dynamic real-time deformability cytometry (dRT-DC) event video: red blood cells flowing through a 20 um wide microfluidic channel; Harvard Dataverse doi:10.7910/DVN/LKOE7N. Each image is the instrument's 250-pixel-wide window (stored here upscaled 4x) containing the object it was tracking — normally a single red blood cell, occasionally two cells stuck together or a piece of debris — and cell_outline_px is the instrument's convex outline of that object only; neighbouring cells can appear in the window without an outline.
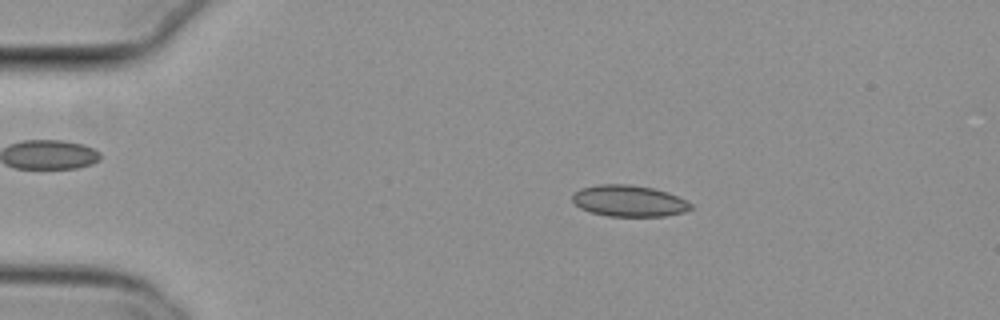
{"species": "common noctule bat (a hibernating species)", "species_latin": "Nyctalus noctula", "temperature_condition": "cold", "stored_images_in_passage": 49, "camera_frame_rate_fps": 3000, "um_per_image_px": 0.085, "animal": {"sex": "female", "body_mass_g": 29.2, "forearm_length_mm": 56.3}, "frame": {"image": 1, "passage_image": 10, "time_ms": 3.0, "image_size_px": [1000, 320], "cell_outline_px": [[692, 208], [684, 212], [664, 216], [608, 216], [592, 212], [580, 208], [572, 200], [572, 192], [580, 188], [600, 184], [628, 184], [652, 188], [668, 192], [692, 204]], "centroid_in_image_um": [53.43, 17.07], "position_along_channel_um": 31.6, "area_um2": 21.56}}
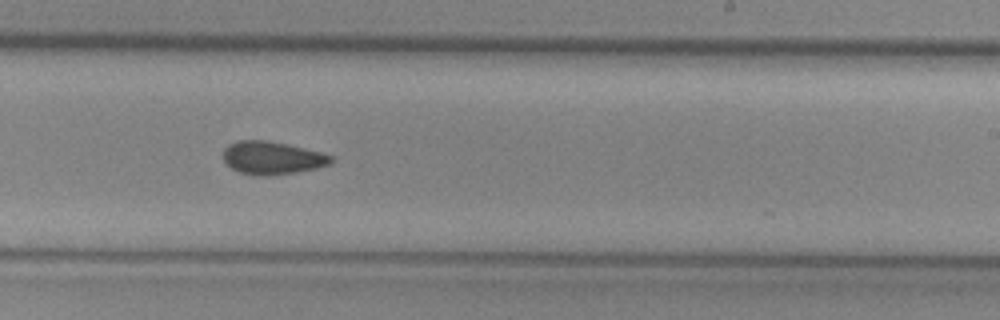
{"frame": {"image": 2, "passage_image": 33, "time_ms": 10.667, "image_size_px": [1000, 320], "cell_outline_px": [[332, 164], [316, 168], [296, 172], [268, 176], [252, 176], [240, 172], [232, 168], [224, 160], [224, 148], [228, 144], [236, 140], [264, 140], [284, 144], [320, 152], [332, 156]], "centroid_in_image_um": [23.11, 13.43], "position_along_channel_um": 265.9, "area_um2": 20.58}}
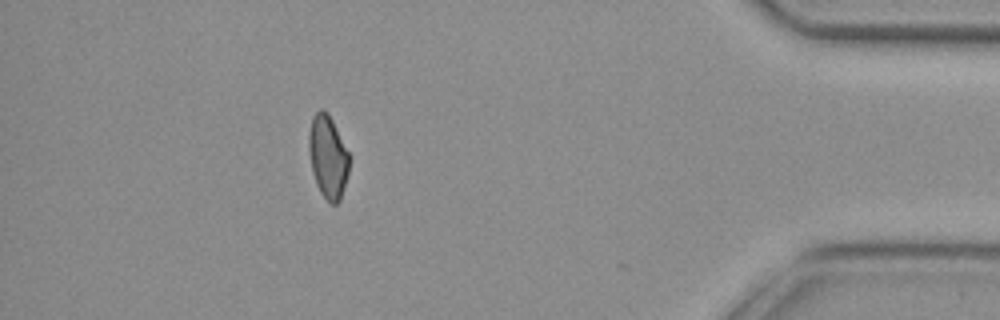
{"frame": {"image": 3, "passage_image": 48, "time_ms": 15.667, "image_size_px": [1000, 320], "cell_outline_px": [[348, 172], [340, 200], [336, 204], [328, 204], [320, 192], [316, 184], [312, 172], [308, 148], [308, 136], [312, 116], [320, 108], [328, 112], [348, 152]], "centroid_in_image_um": [27.84, 13.34], "position_along_channel_um": 407.4, "area_um2": 19.48}, "authors_computed_cell_mechanics": {"area_um2": 20.808, "velocity_mm_per_s": 3.8068, "shape_relaxation_time_tau1_ms": null, "shape_relaxation_time_tau2_ms": 3.4756, "deformation_change_tau1": null, "deformation_change_tau2": 0.0936}}